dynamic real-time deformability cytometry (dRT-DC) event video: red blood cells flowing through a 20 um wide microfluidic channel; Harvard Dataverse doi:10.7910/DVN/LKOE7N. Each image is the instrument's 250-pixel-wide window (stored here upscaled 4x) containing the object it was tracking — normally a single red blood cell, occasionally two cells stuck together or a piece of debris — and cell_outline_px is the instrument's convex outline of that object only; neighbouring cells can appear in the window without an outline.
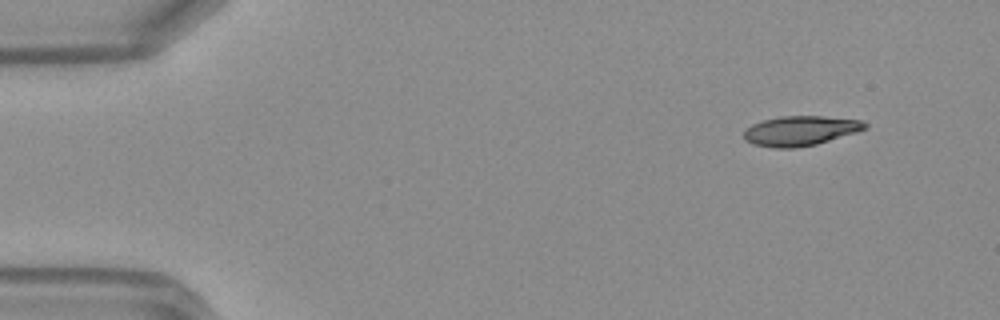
{"species": "Egyptian fruit bat (a non-hibernating species)", "species_latin": "Rousettus aegyptiacus", "temperature_condition": "warm", "stored_images_in_passage": 46, "segment_of_instrument_passage": [1, 2], "camera_frame_rate_fps": 3000, "um_per_image_px": 0.085, "frame": {"image": 1, "passage_image": 1, "time_ms": 0.0, "image_size_px": [1000, 320], "cell_outline_px": [[868, 128], [856, 132], [816, 144], [796, 148], [772, 148], [752, 144], [744, 140], [744, 132], [752, 124], [764, 120], [780, 116], [820, 116], [860, 120], [868, 124]], "centroid_in_image_um": [68.01, 11.12], "position_along_channel_um": 17.0, "area_um2": 20.92}}
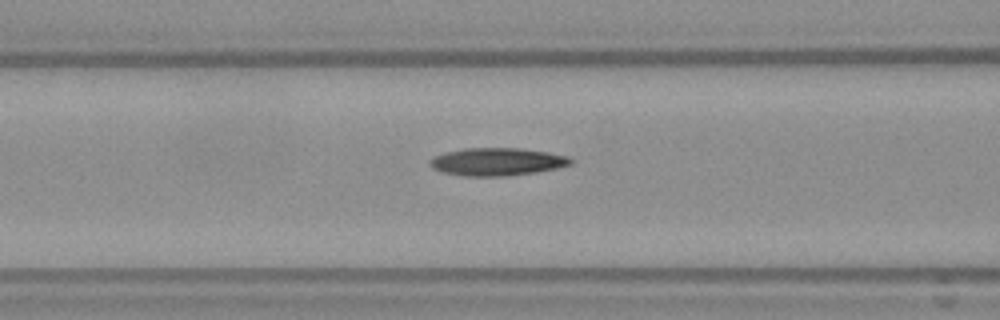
{"frame": {"image": 2, "passage_image": 16, "time_ms": 5.0, "image_size_px": [1000, 320], "cell_outline_px": [[572, 164], [556, 168], [536, 172], [508, 176], [464, 176], [440, 172], [432, 168], [428, 164], [428, 160], [432, 156], [464, 148], [520, 148], [548, 152], [568, 156], [572, 160]], "centroid_in_image_um": [42.21, 13.75], "position_along_channel_um": 124.4, "area_um2": 22.95}}
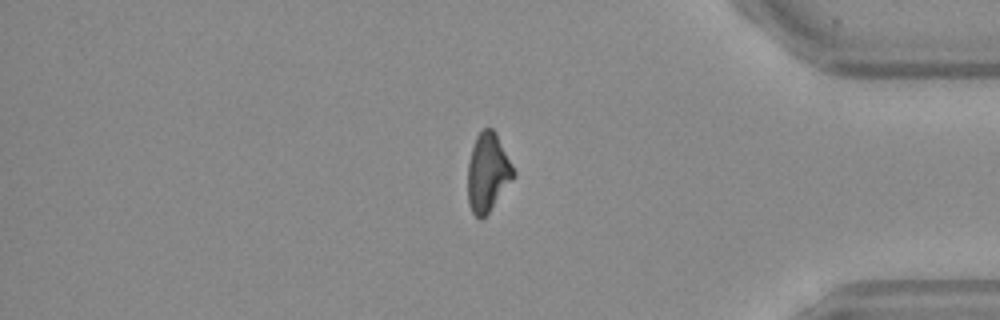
{"frame": {"image": 3, "passage_image": 37, "time_ms": 12.0, "image_size_px": [1000, 320], "cell_outline_px": [[516, 176], [488, 212], [480, 220], [472, 212], [468, 204], [468, 164], [472, 148], [476, 136], [484, 128], [492, 128], [496, 132], [516, 172]], "centroid_in_image_um": [41.47, 14.65], "position_along_channel_um": 393.7, "area_um2": 20.87}}